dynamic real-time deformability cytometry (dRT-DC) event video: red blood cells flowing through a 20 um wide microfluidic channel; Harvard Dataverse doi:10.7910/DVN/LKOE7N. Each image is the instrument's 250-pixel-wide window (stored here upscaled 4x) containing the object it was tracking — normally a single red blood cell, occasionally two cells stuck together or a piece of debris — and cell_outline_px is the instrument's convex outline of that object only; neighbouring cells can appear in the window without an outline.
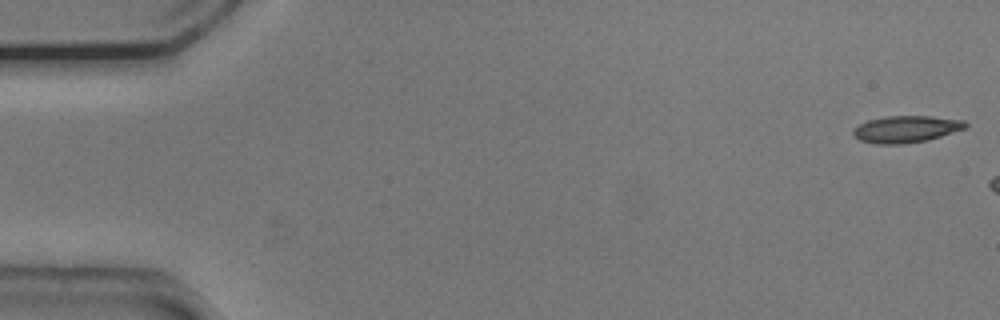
{"species": "common noctule bat (a hibernating species)", "species_latin": "Nyctalus noctula", "temperature_condition": "cold", "stored_images_in_passage": 6, "camera_frame_rate_fps": 3000, "um_per_image_px": 0.085, "animal": {"sex": "male", "body_mass_g": 20.5, "forearm_length_mm": 52.5}, "frame": {"image": 1, "passage_image": 1, "time_ms": 0.0, "image_size_px": [1000, 320], "cell_outline_px": [[968, 124], [964, 128], [928, 140], [904, 144], [876, 144], [860, 140], [852, 132], [852, 128], [868, 120], [888, 116], [932, 116], [964, 120]], "centroid_in_image_um": [77.0, 10.97], "position_along_channel_um": 8.0, "area_um2": 17.46}}